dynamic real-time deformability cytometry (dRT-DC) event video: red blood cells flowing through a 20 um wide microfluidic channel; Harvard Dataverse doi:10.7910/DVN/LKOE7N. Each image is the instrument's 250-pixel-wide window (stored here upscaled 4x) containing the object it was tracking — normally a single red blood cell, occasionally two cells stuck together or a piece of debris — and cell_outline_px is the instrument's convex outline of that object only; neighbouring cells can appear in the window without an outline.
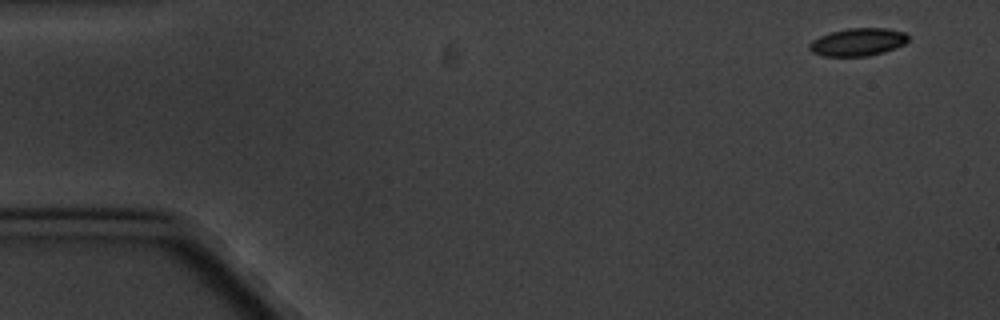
{"species": "common noctule bat (a hibernating species)", "species_latin": "Nyctalus noctula", "temperature_condition": "cold", "stored_images_in_passage": 6, "segment_of_instrument_passage": [2, 2], "camera_frame_rate_fps": 3000, "um_per_image_px": 0.085, "animal": {"sex": "male", "body_mass_g": 20.1, "forearm_length_mm": 53.5}, "frame": {"image": 1, "passage_image": 6, "time_ms": 7.0, "image_size_px": [1000, 320], "cell_outline_px": [[908, 40], [904, 44], [884, 52], [868, 56], [824, 56], [812, 52], [808, 48], [808, 44], [812, 40], [820, 36], [832, 32], [848, 28], [888, 28], [904, 32], [908, 36]], "centroid_in_image_um": [72.91, 3.57], "position_along_channel_um": 12.1, "area_um2": 15.95}}